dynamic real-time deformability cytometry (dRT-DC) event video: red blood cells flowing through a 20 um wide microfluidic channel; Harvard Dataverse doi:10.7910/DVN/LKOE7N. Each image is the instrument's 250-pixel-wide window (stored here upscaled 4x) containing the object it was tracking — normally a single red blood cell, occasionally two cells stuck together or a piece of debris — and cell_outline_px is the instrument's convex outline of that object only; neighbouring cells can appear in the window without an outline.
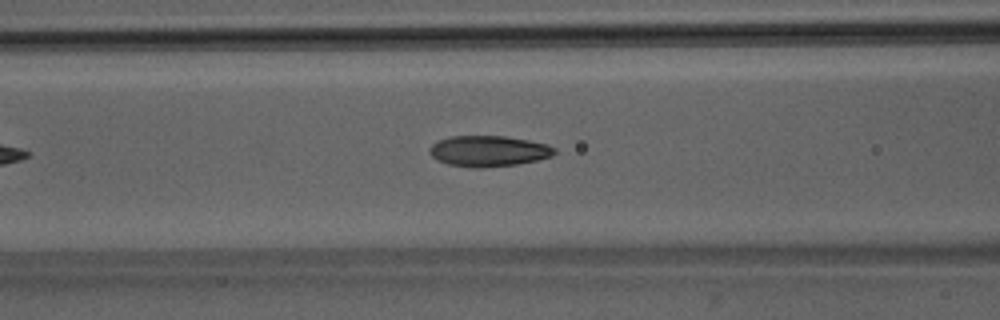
{"species": "Egyptian fruit bat (a non-hibernating species)", "species_latin": "Rousettus aegyptiacus", "temperature_condition": "room temperature", "stored_images_in_passage": 6, "camera_frame_rate_fps": 3000, "um_per_image_px": 0.085, "animal": {"sex": "male"}, "frame": {"image": 1, "passage_image": 6, "time_ms": 6.667, "image_size_px": [1000, 320], "cell_outline_px": [[556, 152], [552, 156], [536, 160], [516, 164], [484, 168], [472, 168], [448, 164], [436, 160], [428, 152], [428, 148], [436, 140], [452, 136], [504, 136], [528, 140], [548, 144], [556, 148]], "centroid_in_image_um": [41.49, 12.84], "position_along_channel_um": 125.1, "area_um2": 22.66}}